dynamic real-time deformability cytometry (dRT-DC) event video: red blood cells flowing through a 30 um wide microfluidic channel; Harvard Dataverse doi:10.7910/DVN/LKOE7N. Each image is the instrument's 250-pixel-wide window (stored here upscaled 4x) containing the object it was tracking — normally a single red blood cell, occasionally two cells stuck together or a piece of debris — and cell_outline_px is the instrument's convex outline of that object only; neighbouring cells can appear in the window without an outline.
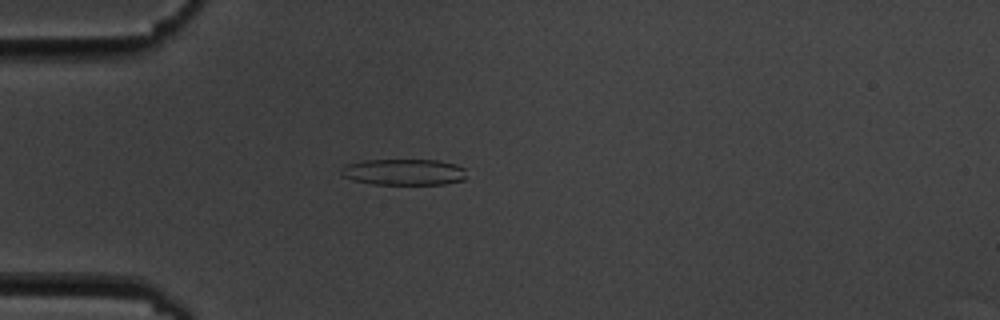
{"species": "common noctule bat (a hibernating species)", "species_latin": "Nyctalus noctula", "temperature_condition": "cold", "stored_images_in_passage": 4, "camera_frame_rate_fps": 3000, "um_per_image_px": 0.085, "animal": {"sex": "male", "body_mass_g": 19.5, "forearm_length_mm": 54.6}, "frame": {"image": 1, "passage_image": 3, "time_ms": 2.333, "image_size_px": [1000, 320], "cell_outline_px": [[464, 180], [444, 184], [372, 184], [352, 180], [340, 176], [340, 168], [344, 164], [364, 160], [436, 160], [456, 164], [464, 168]], "centroid_in_image_um": [34.25, 14.62], "position_along_channel_um": 50.8, "area_um2": 19.31}}